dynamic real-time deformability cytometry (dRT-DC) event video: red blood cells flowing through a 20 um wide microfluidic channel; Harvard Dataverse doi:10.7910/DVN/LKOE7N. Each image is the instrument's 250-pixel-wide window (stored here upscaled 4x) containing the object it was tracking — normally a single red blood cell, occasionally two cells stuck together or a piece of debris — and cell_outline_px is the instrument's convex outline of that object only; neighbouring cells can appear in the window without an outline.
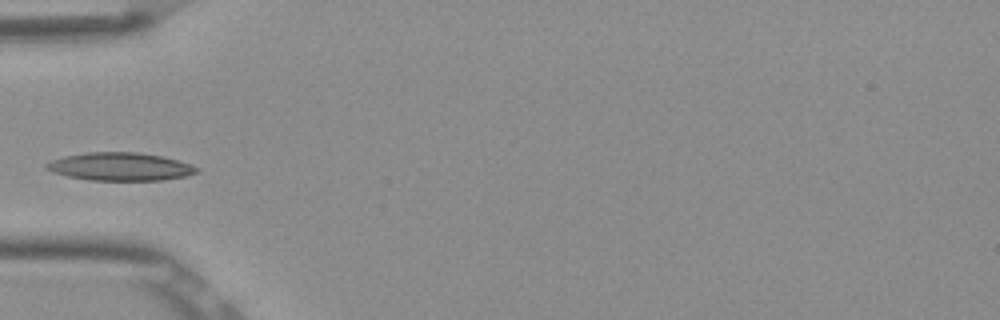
{"species": "Egyptian fruit bat (a non-hibernating species)", "species_latin": "Rousettus aegyptiacus", "temperature_condition": "room temperature", "stored_images_in_passage": 4, "camera_frame_rate_fps": 3000, "um_per_image_px": 0.085, "frame": {"image": 1, "passage_image": 4, "time_ms": 1.0, "image_size_px": [1000, 320], "cell_outline_px": [[200, 172], [188, 176], [164, 180], [88, 180], [68, 176], [52, 172], [44, 168], [44, 164], [52, 160], [64, 156], [88, 152], [136, 152], [160, 156], [176, 160], [200, 168]], "centroid_in_image_um": [10.21, 14.17], "position_along_channel_um": 74.8, "area_um2": 24.57}}